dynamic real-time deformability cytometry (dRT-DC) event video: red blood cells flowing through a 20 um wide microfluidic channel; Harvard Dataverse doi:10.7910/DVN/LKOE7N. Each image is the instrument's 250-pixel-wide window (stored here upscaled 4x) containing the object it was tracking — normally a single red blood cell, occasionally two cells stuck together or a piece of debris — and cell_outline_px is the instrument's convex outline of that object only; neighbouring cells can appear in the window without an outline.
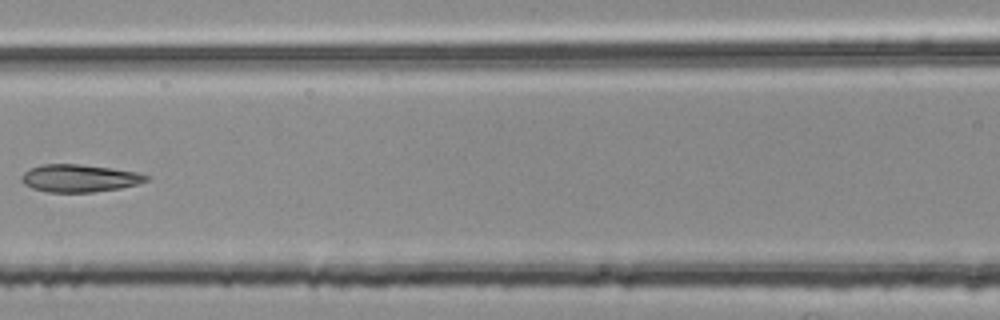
{"species": "common noctule bat (a hibernating species)", "species_latin": "Nyctalus noctula", "temperature_condition": "room temperature", "stored_images_in_passage": 6, "camera_frame_rate_fps": 3000, "um_per_image_px": 0.085, "animal": {"sex": "female", "body_mass_g": 25.1}, "frame": {"image": 1, "passage_image": 6, "time_ms": 1.667, "image_size_px": [1000, 320], "cell_outline_px": [[148, 180], [136, 184], [120, 188], [92, 192], [48, 192], [32, 188], [24, 184], [20, 176], [24, 172], [32, 168], [44, 164], [80, 164], [136, 172], [148, 176]], "centroid_in_image_um": [6.71, 15.15], "position_along_channel_um": 159.9, "area_um2": 19.71}}